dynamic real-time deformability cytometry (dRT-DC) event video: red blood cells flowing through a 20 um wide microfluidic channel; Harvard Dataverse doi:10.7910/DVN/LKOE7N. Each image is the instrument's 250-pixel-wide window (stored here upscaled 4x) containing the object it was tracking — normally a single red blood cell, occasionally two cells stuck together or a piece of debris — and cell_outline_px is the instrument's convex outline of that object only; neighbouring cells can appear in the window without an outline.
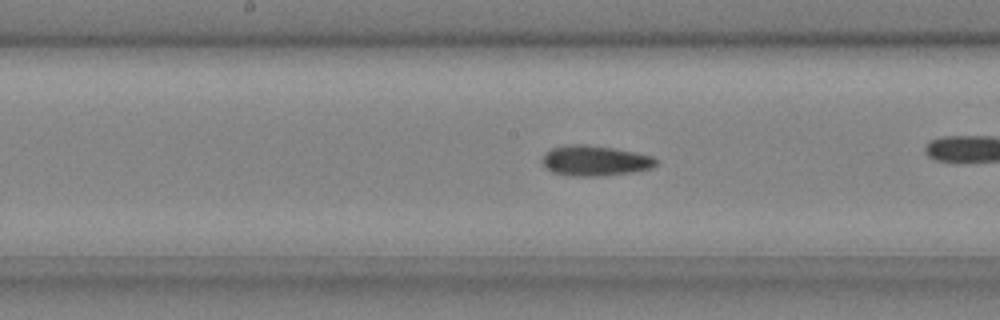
{"species": "common noctule bat (a hibernating species)", "species_latin": "Nyctalus noctula", "temperature_condition": "cold", "stored_images_in_passage": 32, "camera_frame_rate_fps": 3000, "um_per_image_px": 0.085, "animal": {"sex": "male", "body_mass_g": 20.4}, "frame": {"image": 1, "passage_image": 19, "time_ms": 6.0, "image_size_px": [1000, 320], "cell_outline_px": [[656, 164], [652, 168], [632, 172], [596, 176], [576, 176], [552, 172], [544, 168], [544, 152], [552, 148], [568, 144], [584, 144], [612, 148], [636, 152], [652, 156], [656, 160]], "centroid_in_image_um": [50.56, 13.65], "position_along_channel_um": 197.6, "area_um2": 19.94}}